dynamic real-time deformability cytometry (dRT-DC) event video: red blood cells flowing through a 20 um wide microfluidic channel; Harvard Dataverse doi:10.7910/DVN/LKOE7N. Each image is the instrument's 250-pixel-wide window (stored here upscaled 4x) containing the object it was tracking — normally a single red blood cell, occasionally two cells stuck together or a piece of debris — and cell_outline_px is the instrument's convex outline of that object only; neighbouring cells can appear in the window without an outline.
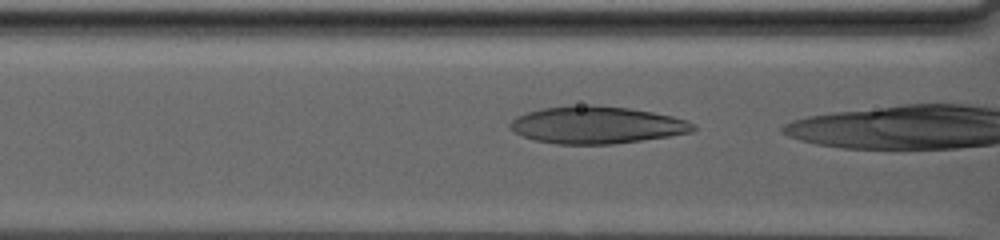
{"species": "human", "species_latin": "Homo sapiens", "temperature_condition": "warm", "stored_images_in_passage": 40, "camera_frame_rate_fps": 3000, "um_per_image_px": 0.085, "donor": {"sex": "male"}, "frame": {"image": 1, "passage_image": 39, "time_ms": 12.667, "image_size_px": [1000, 240], "cell_outline_px": [[696, 128], [692, 132], [668, 136], [612, 144], [556, 144], [536, 140], [524, 136], [516, 132], [508, 124], [516, 116], [528, 112], [544, 108], [588, 104], [592, 104], [628, 108], [652, 112], [672, 116], [696, 124]], "centroid_in_image_um": [50.73, 10.62], "position_along_channel_um": 115.9, "area_um2": 39.36}}